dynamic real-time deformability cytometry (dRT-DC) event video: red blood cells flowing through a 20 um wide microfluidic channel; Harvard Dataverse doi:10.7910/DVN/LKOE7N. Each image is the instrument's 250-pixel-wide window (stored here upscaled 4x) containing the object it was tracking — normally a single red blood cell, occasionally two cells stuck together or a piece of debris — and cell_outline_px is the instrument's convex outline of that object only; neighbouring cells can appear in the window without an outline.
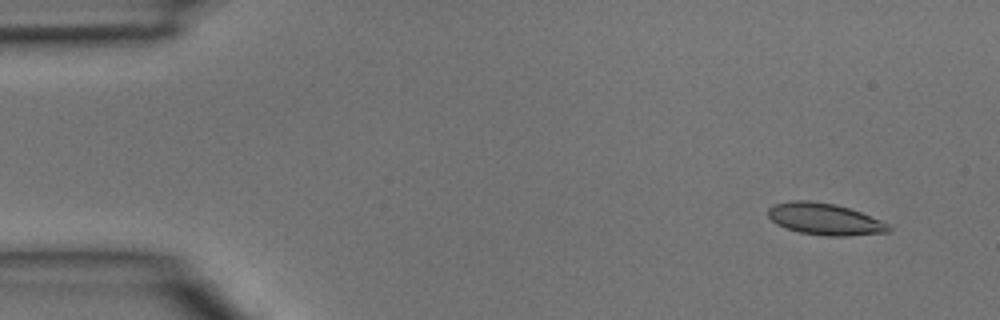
{"species": "common noctule bat (a hibernating species)", "species_latin": "Nyctalus noctula", "temperature_condition": "room temperature", "stored_images_in_passage": 4, "segment_of_instrument_passage": [1, 2], "camera_frame_rate_fps": 3000, "um_per_image_px": 0.085, "animal": {"sex": "male", "body_mass_g": 15.6}, "frame": {"image": 1, "passage_image": 1, "time_ms": 0.0, "image_size_px": [1000, 320], "cell_outline_px": [[892, 228], [888, 232], [848, 236], [828, 236], [800, 232], [776, 224], [768, 216], [768, 208], [776, 204], [792, 200], [808, 200], [836, 204], [860, 212], [880, 220], [888, 224]], "centroid_in_image_um": [70.1, 18.62], "position_along_channel_um": 14.9, "area_um2": 22.08}}